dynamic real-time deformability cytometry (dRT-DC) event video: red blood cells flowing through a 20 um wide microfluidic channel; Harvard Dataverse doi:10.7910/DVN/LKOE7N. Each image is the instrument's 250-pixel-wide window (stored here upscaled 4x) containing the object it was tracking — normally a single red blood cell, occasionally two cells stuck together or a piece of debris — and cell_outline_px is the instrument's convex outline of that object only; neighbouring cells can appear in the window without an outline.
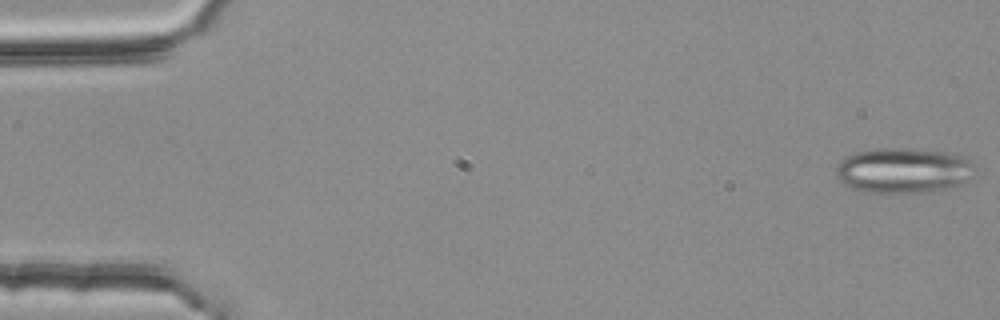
{"species": "common noctule bat (a hibernating species)", "species_latin": "Nyctalus noctula", "temperature_condition": "room temperature", "stored_images_in_passage": 4, "camera_frame_rate_fps": 3000, "um_per_image_px": 0.085, "animal": {"sex": "female", "body_mass_g": 25.1}, "frame": {"image": 1, "passage_image": 1, "time_ms": 0.0, "image_size_px": [1000, 320], "cell_outline_px": [[972, 176], [960, 184], [932, 192], [872, 192], [852, 188], [844, 184], [836, 176], [836, 168], [840, 160], [856, 152], [900, 148], [944, 152], [960, 156], [968, 160], [972, 164]], "centroid_in_image_um": [76.76, 14.5], "position_along_channel_um": 8.2, "area_um2": 35.72}}